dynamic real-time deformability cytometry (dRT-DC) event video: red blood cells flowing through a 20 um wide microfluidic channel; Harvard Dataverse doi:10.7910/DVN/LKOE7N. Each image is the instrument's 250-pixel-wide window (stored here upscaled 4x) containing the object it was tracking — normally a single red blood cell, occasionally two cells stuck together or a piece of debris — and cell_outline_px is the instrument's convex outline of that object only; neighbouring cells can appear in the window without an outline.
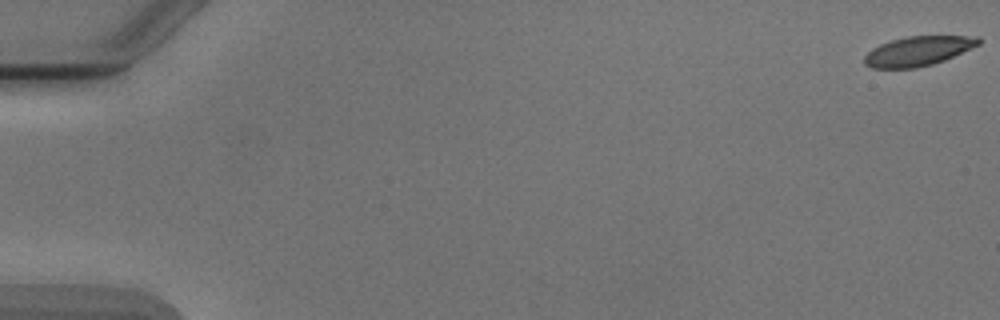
{"species": "Egyptian fruit bat (a non-hibernating species)", "species_latin": "Rousettus aegyptiacus", "temperature_condition": "cold", "stored_images_in_passage": 4, "camera_frame_rate_fps": 3000, "um_per_image_px": 0.085, "animal": {"sex": "male"}, "frame": {"image": 1, "passage_image": 1, "time_ms": 0.0, "image_size_px": [1000, 320], "cell_outline_px": [[980, 44], [944, 60], [932, 64], [916, 68], [872, 68], [864, 64], [864, 56], [872, 48], [880, 44], [892, 40], [908, 36], [980, 36]], "centroid_in_image_um": [78.02, 4.34], "position_along_channel_um": 7.0, "area_um2": 19.54}}